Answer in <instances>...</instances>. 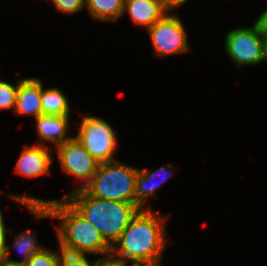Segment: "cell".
Here are the masks:
<instances>
[{"instance_id":"obj_1","label":"cell","mask_w":267,"mask_h":266,"mask_svg":"<svg viewBox=\"0 0 267 266\" xmlns=\"http://www.w3.org/2000/svg\"><path fill=\"white\" fill-rule=\"evenodd\" d=\"M23 204L36 219L57 218V239L61 251L72 254L111 255L112 246L101 233L80 215L64 198L43 200L27 195H9Z\"/></svg>"},{"instance_id":"obj_2","label":"cell","mask_w":267,"mask_h":266,"mask_svg":"<svg viewBox=\"0 0 267 266\" xmlns=\"http://www.w3.org/2000/svg\"><path fill=\"white\" fill-rule=\"evenodd\" d=\"M167 218L150 208L140 209L113 244L111 255L130 263L161 262L167 245Z\"/></svg>"},{"instance_id":"obj_3","label":"cell","mask_w":267,"mask_h":266,"mask_svg":"<svg viewBox=\"0 0 267 266\" xmlns=\"http://www.w3.org/2000/svg\"><path fill=\"white\" fill-rule=\"evenodd\" d=\"M63 198L91 223L111 246L140 210L135 203L91 197L84 189L73 190Z\"/></svg>"},{"instance_id":"obj_4","label":"cell","mask_w":267,"mask_h":266,"mask_svg":"<svg viewBox=\"0 0 267 266\" xmlns=\"http://www.w3.org/2000/svg\"><path fill=\"white\" fill-rule=\"evenodd\" d=\"M138 168L119 160L100 163L91 181L83 188L91 197L135 203Z\"/></svg>"},{"instance_id":"obj_5","label":"cell","mask_w":267,"mask_h":266,"mask_svg":"<svg viewBox=\"0 0 267 266\" xmlns=\"http://www.w3.org/2000/svg\"><path fill=\"white\" fill-rule=\"evenodd\" d=\"M91 115L83 117L74 137L100 163L117 160L114 154L118 140L114 128L106 120Z\"/></svg>"},{"instance_id":"obj_6","label":"cell","mask_w":267,"mask_h":266,"mask_svg":"<svg viewBox=\"0 0 267 266\" xmlns=\"http://www.w3.org/2000/svg\"><path fill=\"white\" fill-rule=\"evenodd\" d=\"M224 43L226 54L237 68L263 62L264 36L256 22L251 28L243 26L230 30Z\"/></svg>"},{"instance_id":"obj_7","label":"cell","mask_w":267,"mask_h":266,"mask_svg":"<svg viewBox=\"0 0 267 266\" xmlns=\"http://www.w3.org/2000/svg\"><path fill=\"white\" fill-rule=\"evenodd\" d=\"M172 11V9L168 11L147 30L154 53L158 57L181 54L190 50L185 26L177 13Z\"/></svg>"},{"instance_id":"obj_8","label":"cell","mask_w":267,"mask_h":266,"mask_svg":"<svg viewBox=\"0 0 267 266\" xmlns=\"http://www.w3.org/2000/svg\"><path fill=\"white\" fill-rule=\"evenodd\" d=\"M55 150L62 170L80 182L85 181L75 190L83 189L91 181L100 162L92 157L75 137L55 147Z\"/></svg>"},{"instance_id":"obj_9","label":"cell","mask_w":267,"mask_h":266,"mask_svg":"<svg viewBox=\"0 0 267 266\" xmlns=\"http://www.w3.org/2000/svg\"><path fill=\"white\" fill-rule=\"evenodd\" d=\"M53 158L47 146H24L15 166V173L27 178L49 174Z\"/></svg>"},{"instance_id":"obj_10","label":"cell","mask_w":267,"mask_h":266,"mask_svg":"<svg viewBox=\"0 0 267 266\" xmlns=\"http://www.w3.org/2000/svg\"><path fill=\"white\" fill-rule=\"evenodd\" d=\"M42 81L38 78H22L18 83L14 112L19 115H32L34 119L41 114Z\"/></svg>"},{"instance_id":"obj_11","label":"cell","mask_w":267,"mask_h":266,"mask_svg":"<svg viewBox=\"0 0 267 266\" xmlns=\"http://www.w3.org/2000/svg\"><path fill=\"white\" fill-rule=\"evenodd\" d=\"M170 10L166 0H125L123 12H128L133 23L148 29Z\"/></svg>"},{"instance_id":"obj_12","label":"cell","mask_w":267,"mask_h":266,"mask_svg":"<svg viewBox=\"0 0 267 266\" xmlns=\"http://www.w3.org/2000/svg\"><path fill=\"white\" fill-rule=\"evenodd\" d=\"M70 115L59 116L50 114H41L35 118L36 124V134L40 138L42 143L37 145H42L44 142L48 144L49 142L55 143L56 147L62 145L66 141L71 140L73 137H67V132L71 126H69ZM48 142V143H47Z\"/></svg>"},{"instance_id":"obj_13","label":"cell","mask_w":267,"mask_h":266,"mask_svg":"<svg viewBox=\"0 0 267 266\" xmlns=\"http://www.w3.org/2000/svg\"><path fill=\"white\" fill-rule=\"evenodd\" d=\"M165 166H160L157 170H145V169H138L137 177L135 180V204L140 209H149L146 205L147 200L155 194V190L160 184L164 183V181L171 176V171H166ZM159 173V174H158ZM162 173V175H160ZM168 174V176H167ZM157 175H160L161 181L157 182ZM163 176V177H162ZM156 181V183H155ZM146 203V204H145ZM147 206V207H146Z\"/></svg>"},{"instance_id":"obj_14","label":"cell","mask_w":267,"mask_h":266,"mask_svg":"<svg viewBox=\"0 0 267 266\" xmlns=\"http://www.w3.org/2000/svg\"><path fill=\"white\" fill-rule=\"evenodd\" d=\"M125 0H85L89 14L102 21H117L124 15Z\"/></svg>"},{"instance_id":"obj_15","label":"cell","mask_w":267,"mask_h":266,"mask_svg":"<svg viewBox=\"0 0 267 266\" xmlns=\"http://www.w3.org/2000/svg\"><path fill=\"white\" fill-rule=\"evenodd\" d=\"M11 248H16L20 254H23V259L21 261H15L10 259ZM46 247L39 244L37 237L30 229L24 230L23 232L16 235L13 245L7 244V252L5 255L6 260L13 263H26L28 259L37 252L45 249Z\"/></svg>"},{"instance_id":"obj_16","label":"cell","mask_w":267,"mask_h":266,"mask_svg":"<svg viewBox=\"0 0 267 266\" xmlns=\"http://www.w3.org/2000/svg\"><path fill=\"white\" fill-rule=\"evenodd\" d=\"M68 98L56 87L43 88L41 95V105L43 114L66 116L70 115V105Z\"/></svg>"},{"instance_id":"obj_17","label":"cell","mask_w":267,"mask_h":266,"mask_svg":"<svg viewBox=\"0 0 267 266\" xmlns=\"http://www.w3.org/2000/svg\"><path fill=\"white\" fill-rule=\"evenodd\" d=\"M62 251L43 249L32 255L25 263L26 266H60Z\"/></svg>"},{"instance_id":"obj_18","label":"cell","mask_w":267,"mask_h":266,"mask_svg":"<svg viewBox=\"0 0 267 266\" xmlns=\"http://www.w3.org/2000/svg\"><path fill=\"white\" fill-rule=\"evenodd\" d=\"M21 80H17L16 86L12 85L9 82L0 80V110H14L15 101L17 97L18 83Z\"/></svg>"},{"instance_id":"obj_19","label":"cell","mask_w":267,"mask_h":266,"mask_svg":"<svg viewBox=\"0 0 267 266\" xmlns=\"http://www.w3.org/2000/svg\"><path fill=\"white\" fill-rule=\"evenodd\" d=\"M60 266H98V259L90 262L86 255L62 251Z\"/></svg>"},{"instance_id":"obj_20","label":"cell","mask_w":267,"mask_h":266,"mask_svg":"<svg viewBox=\"0 0 267 266\" xmlns=\"http://www.w3.org/2000/svg\"><path fill=\"white\" fill-rule=\"evenodd\" d=\"M59 12L72 15L85 8V0H51Z\"/></svg>"},{"instance_id":"obj_21","label":"cell","mask_w":267,"mask_h":266,"mask_svg":"<svg viewBox=\"0 0 267 266\" xmlns=\"http://www.w3.org/2000/svg\"><path fill=\"white\" fill-rule=\"evenodd\" d=\"M12 233L11 230L5 227L3 214L0 210V260L5 258L6 252H7V233Z\"/></svg>"},{"instance_id":"obj_22","label":"cell","mask_w":267,"mask_h":266,"mask_svg":"<svg viewBox=\"0 0 267 266\" xmlns=\"http://www.w3.org/2000/svg\"><path fill=\"white\" fill-rule=\"evenodd\" d=\"M98 266H125V261L119 260L112 255L98 259Z\"/></svg>"},{"instance_id":"obj_23","label":"cell","mask_w":267,"mask_h":266,"mask_svg":"<svg viewBox=\"0 0 267 266\" xmlns=\"http://www.w3.org/2000/svg\"><path fill=\"white\" fill-rule=\"evenodd\" d=\"M264 37H267V9L264 10L255 21Z\"/></svg>"},{"instance_id":"obj_24","label":"cell","mask_w":267,"mask_h":266,"mask_svg":"<svg viewBox=\"0 0 267 266\" xmlns=\"http://www.w3.org/2000/svg\"><path fill=\"white\" fill-rule=\"evenodd\" d=\"M188 0H166L168 6L170 9H175L179 6H181L182 4H184L185 2H187Z\"/></svg>"},{"instance_id":"obj_25","label":"cell","mask_w":267,"mask_h":266,"mask_svg":"<svg viewBox=\"0 0 267 266\" xmlns=\"http://www.w3.org/2000/svg\"><path fill=\"white\" fill-rule=\"evenodd\" d=\"M0 266H26V264L24 263H13V262H10L6 259H1L0 260Z\"/></svg>"},{"instance_id":"obj_26","label":"cell","mask_w":267,"mask_h":266,"mask_svg":"<svg viewBox=\"0 0 267 266\" xmlns=\"http://www.w3.org/2000/svg\"><path fill=\"white\" fill-rule=\"evenodd\" d=\"M263 61L267 62V37H264Z\"/></svg>"},{"instance_id":"obj_27","label":"cell","mask_w":267,"mask_h":266,"mask_svg":"<svg viewBox=\"0 0 267 266\" xmlns=\"http://www.w3.org/2000/svg\"><path fill=\"white\" fill-rule=\"evenodd\" d=\"M127 262H125V266H129ZM131 266H147V263H131Z\"/></svg>"},{"instance_id":"obj_28","label":"cell","mask_w":267,"mask_h":266,"mask_svg":"<svg viewBox=\"0 0 267 266\" xmlns=\"http://www.w3.org/2000/svg\"><path fill=\"white\" fill-rule=\"evenodd\" d=\"M147 266H161V262H159V263H155V264H148V263H147Z\"/></svg>"}]
</instances>
